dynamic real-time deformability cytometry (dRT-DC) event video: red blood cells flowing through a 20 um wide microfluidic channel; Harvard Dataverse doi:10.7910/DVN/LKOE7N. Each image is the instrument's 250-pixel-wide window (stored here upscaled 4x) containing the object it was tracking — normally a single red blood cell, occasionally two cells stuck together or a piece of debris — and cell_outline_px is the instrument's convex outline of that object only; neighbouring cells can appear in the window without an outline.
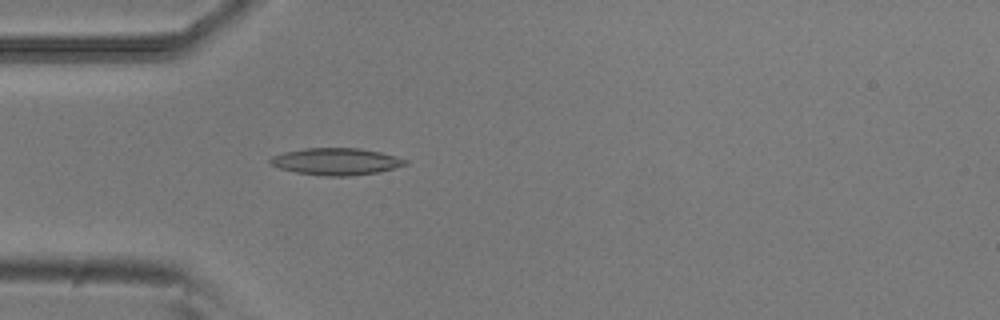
{"species": "common noctule bat (a hibernating species)", "species_latin": "Nyctalus noctula", "temperature_condition": "room temperature", "stored_images_in_passage": 41, "camera_frame_rate_fps": 3000, "um_per_image_px": 0.085, "animal": {"sex": "male", "body_mass_g": 20.5, "forearm_length_mm": 52.5}, "frame": {"image": 1, "passage_image": 4, "time_ms": 1.0, "image_size_px": [1000, 320], "cell_outline_px": [[408, 164], [380, 172], [348, 176], [324, 176], [296, 172], [280, 168], [272, 164], [268, 160], [272, 156], [284, 152], [304, 148], [360, 148], [380, 152], [396, 156], [408, 160]], "centroid_in_image_um": [28.6, 13.72], "position_along_channel_um": 56.4, "area_um2": 21.21}}
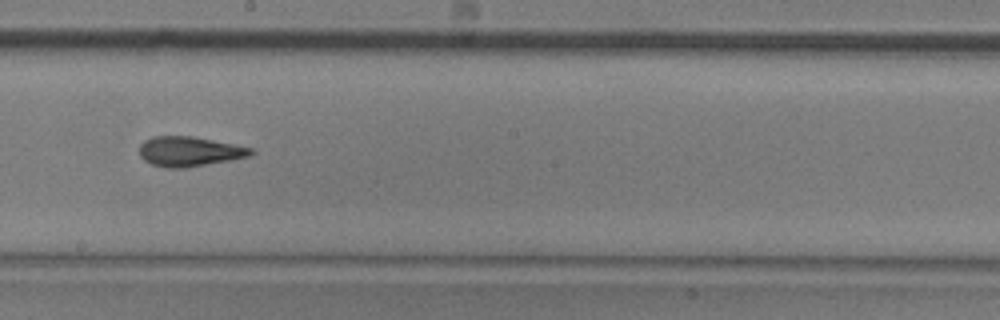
{"frame": {"image": 2, "passage_image": 18, "time_ms": 5.667, "image_size_px": [1000, 320], "cell_outline_px": [[256, 152], [252, 156], [232, 160], [184, 168], [168, 168], [152, 164], [144, 160], [140, 156], [140, 144], [144, 140], [152, 136], [192, 136], [252, 148]], "centroid_in_image_um": [16.11, 12.88], "position_along_channel_um": 232.1, "area_um2": 19.42}}
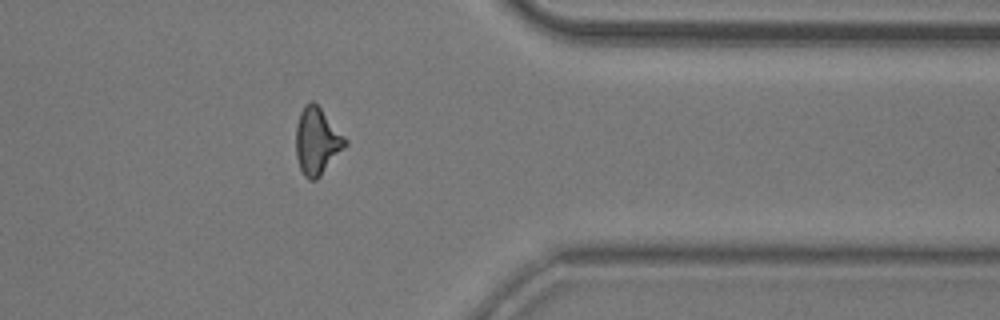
{"frame": {"image": 3, "passage_image": 31, "time_ms": 10.0, "image_size_px": [1000, 320], "cell_outline_px": [[348, 144], [320, 176], [316, 180], [308, 180], [304, 176], [300, 168], [296, 156], [296, 124], [300, 112], [304, 104], [308, 100], [312, 100], [320, 108], [348, 140]], "centroid_in_image_um": [26.93, 11.99], "position_along_channel_um": 384.5, "area_um2": 19.25}, "authors_computed_cell_mechanics": {"area_um2": 19.0162, "velocity_mm_per_s": 3.8216, "shape_relaxation_time_tau1_ms": 7.2508, "shape_relaxation_time_tau2_ms": 2.2748, "deformation_change_tau1": 0.1978, "deformation_change_tau2": 0.1173}}